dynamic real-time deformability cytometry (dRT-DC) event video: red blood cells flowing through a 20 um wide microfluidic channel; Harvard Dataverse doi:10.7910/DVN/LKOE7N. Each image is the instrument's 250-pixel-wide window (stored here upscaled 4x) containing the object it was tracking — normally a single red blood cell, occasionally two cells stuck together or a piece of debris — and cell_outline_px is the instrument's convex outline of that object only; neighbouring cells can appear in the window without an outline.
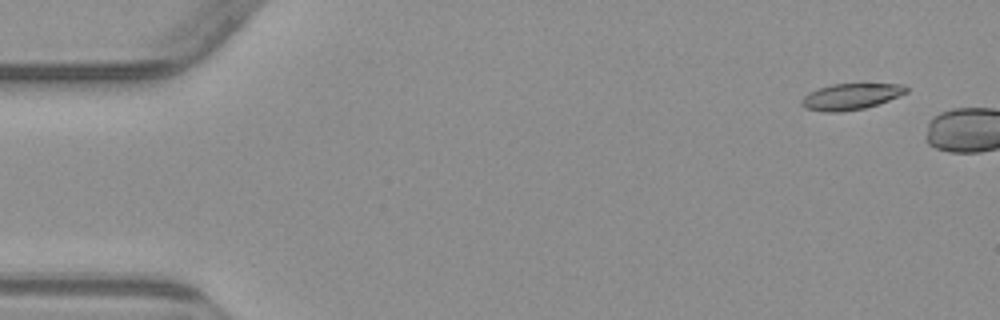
{"species": "common noctule bat (a hibernating species)", "species_latin": "Nyctalus noctula", "temperature_condition": "warm", "stored_images_in_passage": 2, "camera_frame_rate_fps": 3000, "um_per_image_px": 0.085, "animal": {"sex": "male", "body_mass_g": 23.1, "forearm_length_mm": 52.7}, "frame": {"image": 1, "passage_image": 1, "time_ms": 0.0, "image_size_px": [1000, 320], "cell_outline_px": [[908, 92], [888, 100], [864, 108], [840, 112], [824, 112], [804, 108], [800, 104], [800, 100], [808, 92], [832, 84], [904, 84], [908, 88]], "centroid_in_image_um": [72.28, 8.21], "position_along_channel_um": 12.7, "area_um2": 15.9}}